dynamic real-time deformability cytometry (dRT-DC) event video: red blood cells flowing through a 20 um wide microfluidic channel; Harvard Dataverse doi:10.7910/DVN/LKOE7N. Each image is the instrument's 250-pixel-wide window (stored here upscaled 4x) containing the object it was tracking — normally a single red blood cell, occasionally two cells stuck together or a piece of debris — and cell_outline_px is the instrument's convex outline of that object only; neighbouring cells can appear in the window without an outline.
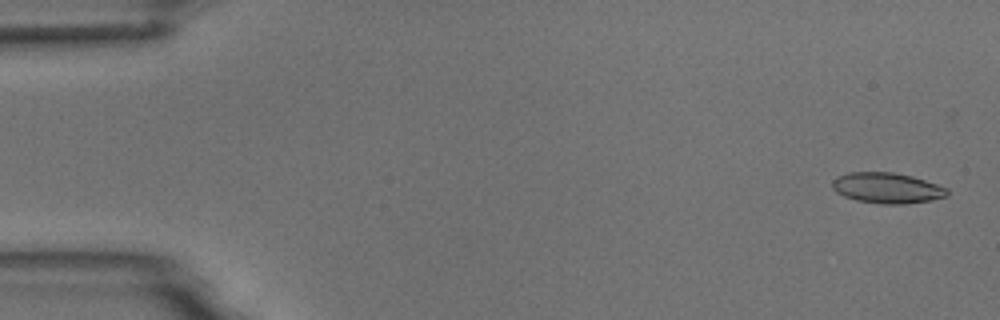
{"species": "common noctule bat (a hibernating species)", "species_latin": "Nyctalus noctula", "temperature_condition": "room temperature", "stored_images_in_passage": 6, "camera_frame_rate_fps": 3000, "um_per_image_px": 0.085, "animal": {"sex": "male", "body_mass_g": 18.8}, "frame": {"image": 1, "passage_image": 1, "time_ms": 0.0, "image_size_px": [1000, 320], "cell_outline_px": [[948, 196], [932, 200], [904, 204], [880, 204], [856, 200], [844, 196], [836, 192], [832, 188], [832, 180], [836, 176], [848, 172], [892, 172], [912, 176], [948, 188]], "centroid_in_image_um": [75.38, 15.98], "position_along_channel_um": 9.6, "area_um2": 20.63}}
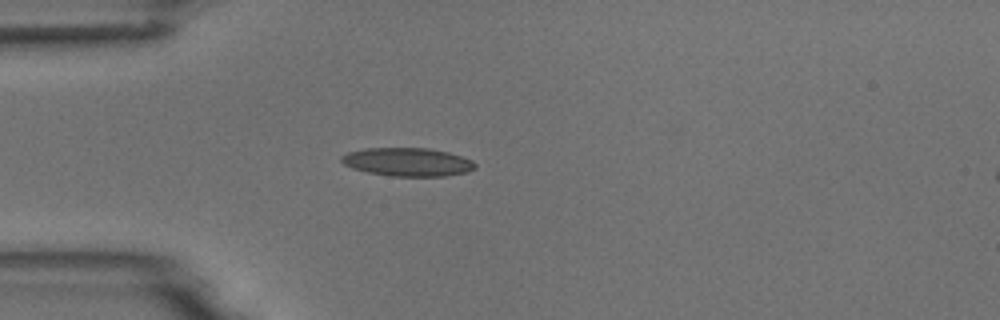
{"frame": {"image": 2, "passage_image": 4, "time_ms": 4.333, "image_size_px": [1000, 320], "cell_outline_px": [[476, 168], [468, 172], [448, 176], [392, 176], [368, 172], [352, 168], [344, 164], [340, 160], [340, 156], [348, 152], [364, 148], [428, 148], [448, 152], [472, 160], [476, 164]], "centroid_in_image_um": [34.65, 13.77], "position_along_channel_um": 50.3, "area_um2": 22.2}}